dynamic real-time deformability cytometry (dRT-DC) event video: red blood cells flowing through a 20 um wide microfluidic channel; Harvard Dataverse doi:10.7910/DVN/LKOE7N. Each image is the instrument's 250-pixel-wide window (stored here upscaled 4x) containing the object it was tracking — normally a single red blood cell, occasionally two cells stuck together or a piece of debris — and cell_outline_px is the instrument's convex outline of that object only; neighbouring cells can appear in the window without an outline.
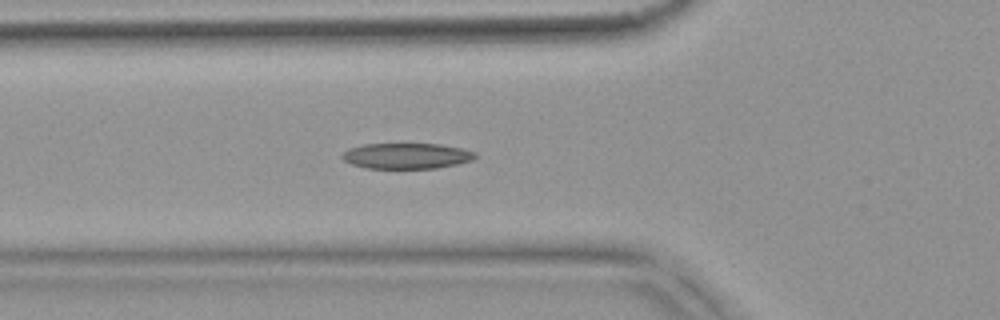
{"species": "common noctule bat (a hibernating species)", "species_latin": "Nyctalus noctula", "temperature_condition": "warm", "stored_images_in_passage": 55, "segment_of_instrument_passage": [1, 2], "camera_frame_rate_fps": 3000, "um_per_image_px": 0.085, "animal": {"sex": "female", "body_mass_g": 18.4}, "frame": {"image": 1, "passage_image": 19, "time_ms": 6.0, "image_size_px": [1000, 320], "cell_outline_px": [[476, 156], [472, 160], [456, 164], [436, 168], [364, 168], [352, 164], [344, 160], [340, 156], [348, 148], [364, 144], [440, 144], [460, 148], [476, 152]], "centroid_in_image_um": [34.53, 13.25], "position_along_channel_um": 91.3, "area_um2": 19.83}}
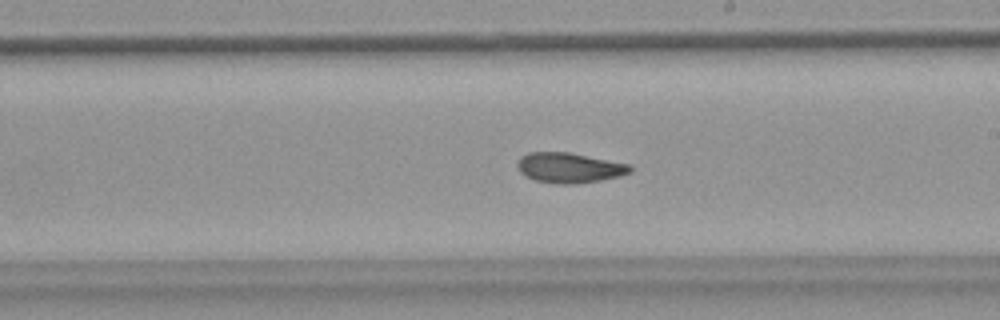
{"frame": {"image": 2, "passage_image": 31, "time_ms": 10.0, "image_size_px": [1000, 320], "cell_outline_px": [[632, 172], [620, 176], [600, 180], [576, 184], [560, 184], [536, 180], [520, 172], [516, 164], [516, 160], [520, 156], [528, 152], [568, 152], [632, 164]], "centroid_in_image_um": [48.41, 14.25], "position_along_channel_um": 240.6, "area_um2": 19.94}}
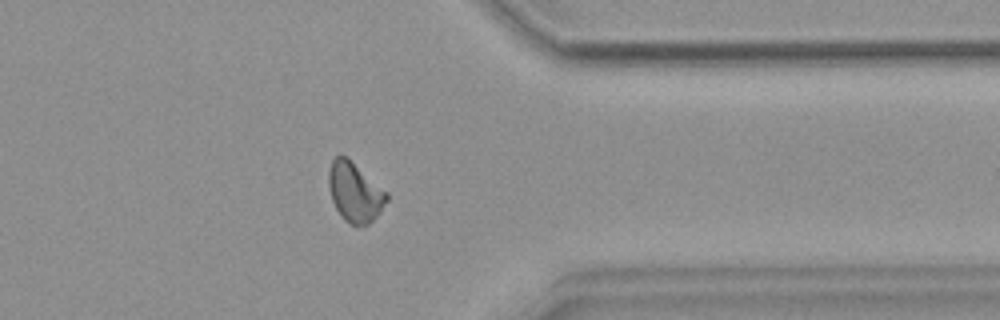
{"frame": {"image": 3, "passage_image": 43, "time_ms": 14.0, "image_size_px": [1000, 320], "cell_outline_px": [[388, 200], [380, 212], [368, 224], [356, 228], [344, 220], [340, 216], [332, 200], [328, 184], [328, 172], [332, 160], [336, 156], [344, 156], [388, 192]], "centroid_in_image_um": [30.16, 16.39], "position_along_channel_um": 381.2, "area_um2": 20.0}}